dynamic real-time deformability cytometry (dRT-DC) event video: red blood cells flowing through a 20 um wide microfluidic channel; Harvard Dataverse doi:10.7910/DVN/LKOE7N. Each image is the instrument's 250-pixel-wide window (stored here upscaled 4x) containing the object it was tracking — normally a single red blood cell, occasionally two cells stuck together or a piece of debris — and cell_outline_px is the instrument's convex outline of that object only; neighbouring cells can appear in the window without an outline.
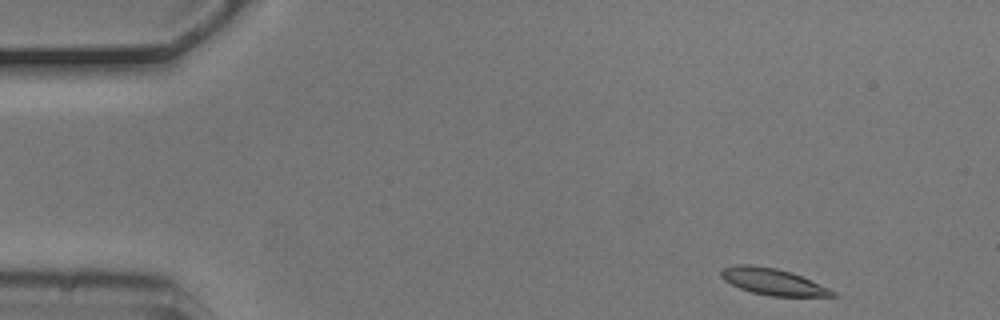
{"species": "common noctule bat (a hibernating species)", "species_latin": "Nyctalus noctula", "temperature_condition": "cold", "stored_images_in_passage": 8, "camera_frame_rate_fps": 3000, "um_per_image_px": 0.085, "animal": {"sex": "male", "body_mass_g": 20.5, "forearm_length_mm": 52.5}, "frame": {"image": 1, "passage_image": 1, "time_ms": 0.0, "image_size_px": [1000, 320], "cell_outline_px": [[840, 296], [768, 296], [752, 292], [740, 288], [724, 280], [720, 276], [720, 272], [724, 268], [736, 264], [748, 264], [776, 268], [792, 272], [812, 280], [836, 292]], "centroid_in_image_um": [65.71, 23.94], "position_along_channel_um": 19.3, "area_um2": 17.22}}
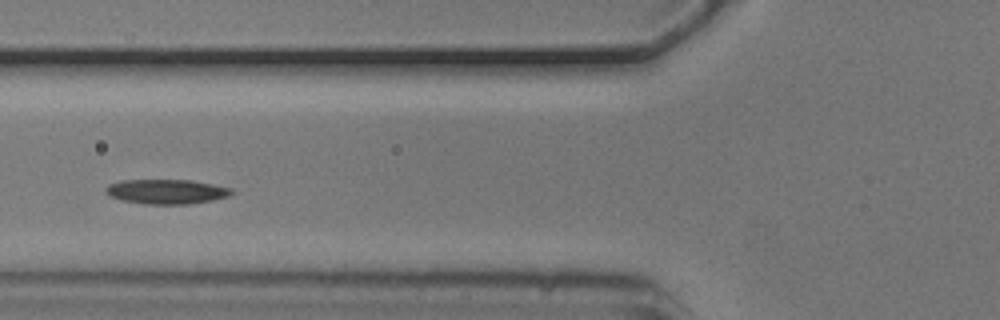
{"frame": {"image": 2, "passage_image": 5, "time_ms": 1.333, "image_size_px": [1000, 320], "cell_outline_px": [[232, 192], [228, 196], [212, 200], [188, 204], [144, 204], [124, 200], [108, 196], [104, 192], [104, 188], [108, 184], [120, 180], [192, 180], [232, 188]], "centroid_in_image_um": [14.09, 16.28], "position_along_channel_um": 111.7, "area_um2": 18.09}}
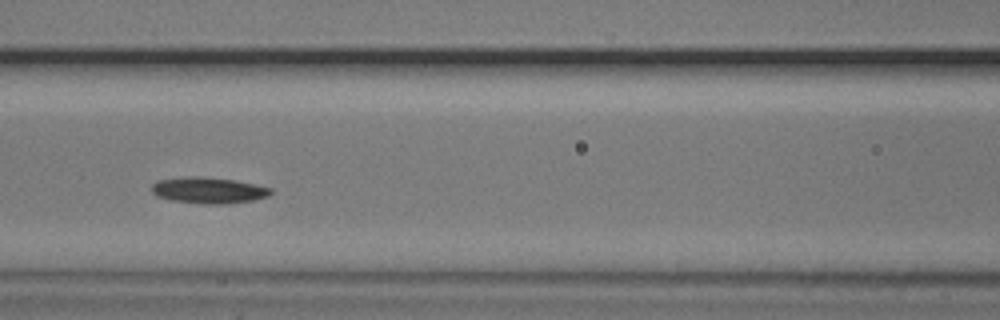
{"frame": {"image": 3, "passage_image": 6, "time_ms": 1.667, "image_size_px": [1000, 320], "cell_outline_px": [[272, 192], [268, 196], [252, 200], [224, 204], [204, 204], [172, 200], [156, 196], [152, 192], [152, 184], [156, 180], [184, 176], [204, 176], [236, 180], [272, 188]], "centroid_in_image_um": [17.7, 16.16], "position_along_channel_um": 148.9, "area_um2": 18.32}}